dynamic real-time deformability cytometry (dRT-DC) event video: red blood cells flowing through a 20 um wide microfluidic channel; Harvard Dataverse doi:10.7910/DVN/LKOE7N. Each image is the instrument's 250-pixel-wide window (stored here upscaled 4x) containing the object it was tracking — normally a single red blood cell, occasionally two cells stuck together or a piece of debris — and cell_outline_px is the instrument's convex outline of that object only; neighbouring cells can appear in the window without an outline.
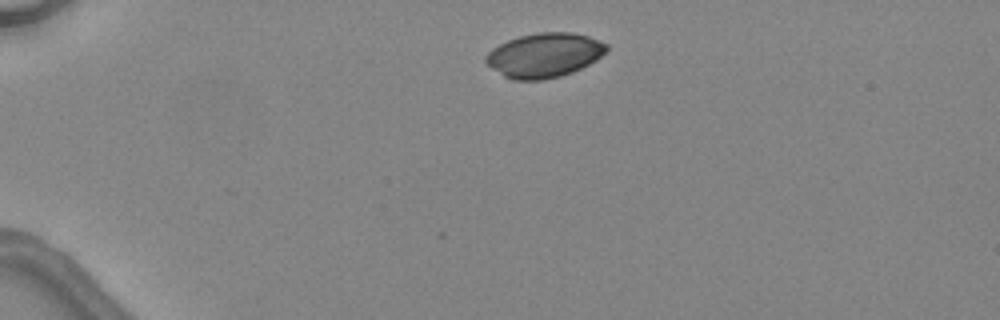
{"species": "common noctule bat (a hibernating species)", "species_latin": "Nyctalus noctula", "temperature_condition": "warm", "stored_images_in_passage": 3, "camera_frame_rate_fps": 3000, "um_per_image_px": 0.085, "animal": {"sex": "female", "body_mass_g": 24.6, "forearm_length_mm": 56.2}, "frame": {"image": 1, "passage_image": 1, "time_ms": 0.0, "image_size_px": [1000, 320], "cell_outline_px": [[608, 52], [596, 60], [572, 72], [560, 76], [544, 80], [512, 80], [504, 76], [492, 68], [484, 60], [484, 56], [492, 48], [508, 40], [520, 36], [540, 32], [572, 32], [588, 36], [608, 44]], "centroid_in_image_um": [46.28, 4.69], "position_along_channel_um": 38.7, "area_um2": 31.27}}